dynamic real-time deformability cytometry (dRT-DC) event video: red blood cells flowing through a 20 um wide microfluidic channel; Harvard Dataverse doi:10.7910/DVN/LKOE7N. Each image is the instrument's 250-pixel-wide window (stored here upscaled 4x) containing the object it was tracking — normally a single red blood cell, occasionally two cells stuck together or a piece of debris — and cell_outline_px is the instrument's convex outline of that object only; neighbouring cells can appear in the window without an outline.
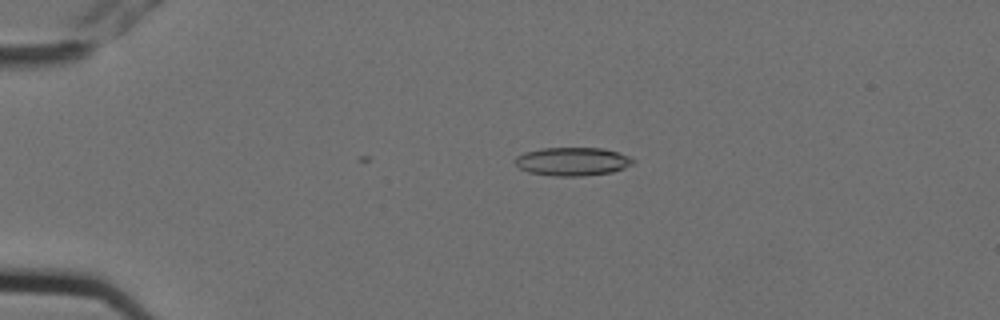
{"species": "Egyptian fruit bat (a non-hibernating species)", "species_latin": "Rousettus aegyptiacus", "temperature_condition": "cold", "stored_images_in_passage": 2, "camera_frame_rate_fps": 3000, "um_per_image_px": 0.085, "animal": {"sex": "female"}, "frame": {"image": 1, "passage_image": 2, "time_ms": 0.333, "image_size_px": [1000, 320], "cell_outline_px": [[636, 160], [632, 164], [624, 168], [612, 172], [584, 176], [552, 176], [528, 172], [520, 168], [516, 164], [516, 156], [524, 152], [540, 148], [604, 148], [632, 156]], "centroid_in_image_um": [48.69, 13.72], "position_along_channel_um": 36.3, "area_um2": 19.71}}